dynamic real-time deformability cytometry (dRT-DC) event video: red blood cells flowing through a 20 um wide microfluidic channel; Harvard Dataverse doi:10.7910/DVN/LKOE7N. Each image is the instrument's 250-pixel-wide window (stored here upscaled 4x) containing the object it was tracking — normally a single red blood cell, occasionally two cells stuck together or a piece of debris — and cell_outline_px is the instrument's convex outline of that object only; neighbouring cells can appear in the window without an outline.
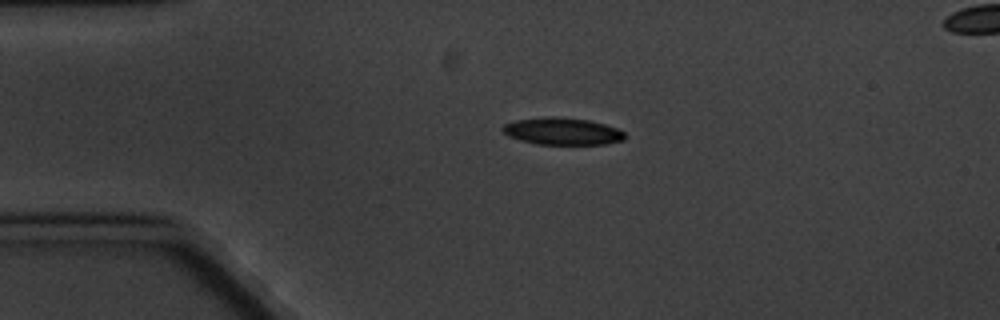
{"species": "common noctule bat (a hibernating species)", "species_latin": "Nyctalus noctula", "temperature_condition": "cold", "stored_images_in_passage": 4, "segment_of_instrument_passage": [1, 2], "camera_frame_rate_fps": 3000, "um_per_image_px": 0.085, "animal": {"sex": "male", "body_mass_g": 20.1, "forearm_length_mm": 53.5}, "frame": {"image": 1, "passage_image": 2, "time_ms": 1.333, "image_size_px": [1000, 320], "cell_outline_px": [[624, 140], [604, 144], [536, 144], [520, 140], [508, 136], [500, 128], [504, 124], [516, 120], [544, 116], [560, 116], [588, 120], [604, 124], [616, 128], [624, 132]], "centroid_in_image_um": [47.76, 11.15], "position_along_channel_um": 37.2, "area_um2": 19.36}}